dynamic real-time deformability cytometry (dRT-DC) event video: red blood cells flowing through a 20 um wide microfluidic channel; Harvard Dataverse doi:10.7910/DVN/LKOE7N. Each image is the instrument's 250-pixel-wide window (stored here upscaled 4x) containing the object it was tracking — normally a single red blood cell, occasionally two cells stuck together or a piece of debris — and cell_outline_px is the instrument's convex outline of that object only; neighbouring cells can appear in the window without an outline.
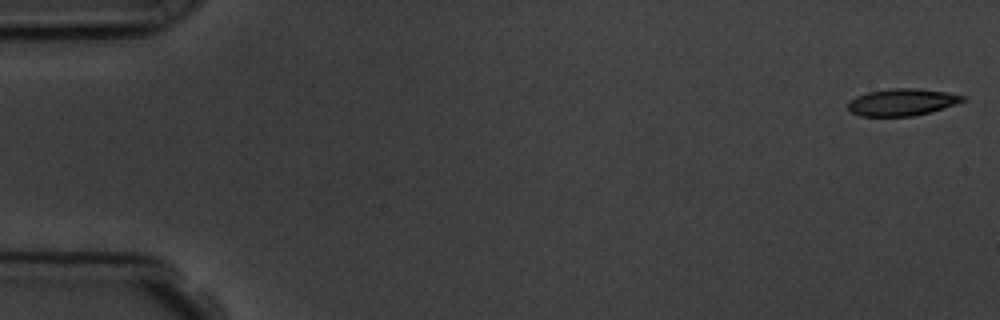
{"species": "common noctule bat (a hibernating species)", "species_latin": "Nyctalus noctula", "temperature_condition": "room temperature", "stored_images_in_passage": 4, "camera_frame_rate_fps": 3000, "um_per_image_px": 0.085, "animal": {"sex": "male", "body_mass_g": 19.5, "forearm_length_mm": 54.6}, "frame": {"image": 1, "passage_image": 1, "time_ms": 0.0, "image_size_px": [1000, 320], "cell_outline_px": [[964, 100], [956, 104], [928, 112], [912, 116], [860, 116], [852, 112], [848, 108], [848, 100], [856, 96], [868, 92], [892, 88], [920, 88], [948, 92], [964, 96]], "centroid_in_image_um": [76.64, 8.67], "position_along_channel_um": 8.4, "area_um2": 17.98}}
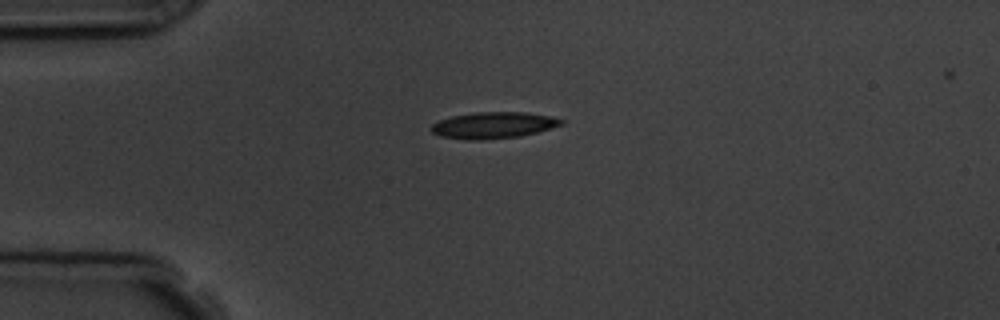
{"frame": {"image": 2, "passage_image": 4, "time_ms": 4.0, "image_size_px": [1000, 320], "cell_outline_px": [[564, 124], [552, 128], [520, 136], [484, 140], [468, 140], [440, 136], [432, 132], [428, 128], [432, 124], [440, 120], [452, 116], [476, 112], [528, 112], [552, 116], [564, 120]], "centroid_in_image_um": [41.95, 10.64], "position_along_channel_um": 43.1, "area_um2": 20.17}}